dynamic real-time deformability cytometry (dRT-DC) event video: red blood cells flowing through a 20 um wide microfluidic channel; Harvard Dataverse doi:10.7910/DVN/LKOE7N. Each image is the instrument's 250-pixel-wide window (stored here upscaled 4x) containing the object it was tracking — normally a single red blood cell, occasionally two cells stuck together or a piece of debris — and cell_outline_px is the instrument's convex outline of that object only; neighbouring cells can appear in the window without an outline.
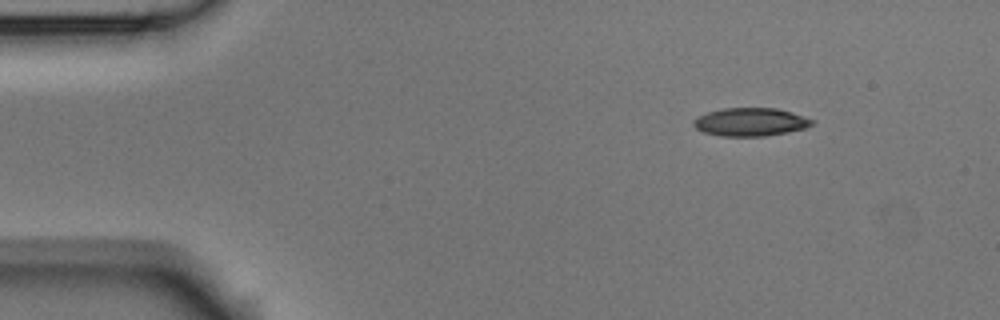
{"species": "Egyptian fruit bat (a non-hibernating species)", "species_latin": "Rousettus aegyptiacus", "temperature_condition": "room temperature", "stored_images_in_passage": 4, "camera_frame_rate_fps": 3000, "um_per_image_px": 0.085, "animal": {"sex": "male"}, "frame": {"image": 1, "passage_image": 1, "time_ms": 0.0, "image_size_px": [1000, 320], "cell_outline_px": [[816, 124], [804, 128], [764, 136], [720, 136], [704, 132], [696, 128], [692, 124], [692, 120], [696, 116], [720, 108], [776, 108], [792, 112], [816, 120]], "centroid_in_image_um": [63.78, 10.36], "position_along_channel_um": 21.2, "area_um2": 19.59}}
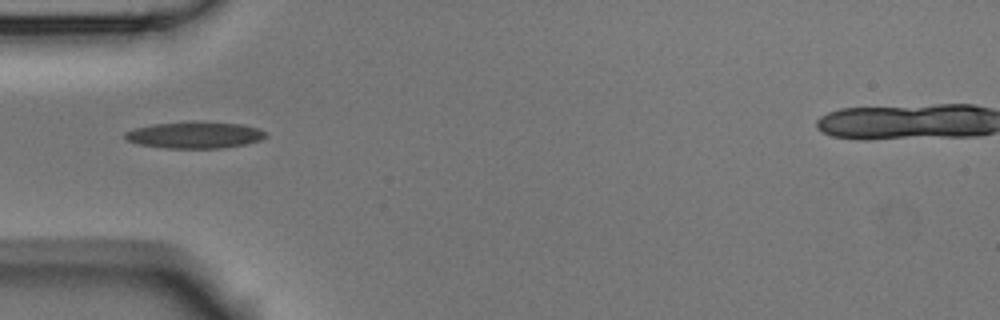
{"frame": {"image": 2, "passage_image": 4, "time_ms": 1.0, "image_size_px": [1000, 320], "cell_outline_px": [[268, 136], [260, 140], [244, 144], [224, 148], [164, 148], [140, 144], [124, 140], [124, 132], [136, 128], [152, 124], [192, 120], [196, 120], [244, 124], [260, 128], [268, 132]], "centroid_in_image_um": [16.59, 11.45], "position_along_channel_um": 68.4, "area_um2": 22.43}}